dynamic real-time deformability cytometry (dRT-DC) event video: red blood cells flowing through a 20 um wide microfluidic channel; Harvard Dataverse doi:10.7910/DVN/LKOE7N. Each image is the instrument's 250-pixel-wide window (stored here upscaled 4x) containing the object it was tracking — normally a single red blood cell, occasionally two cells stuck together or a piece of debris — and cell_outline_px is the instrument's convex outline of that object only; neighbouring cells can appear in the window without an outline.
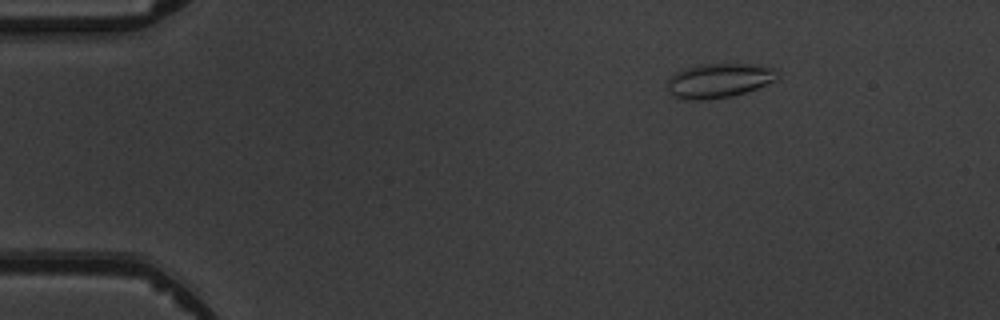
{"species": "common noctule bat (a hibernating species)", "species_latin": "Nyctalus noctula", "temperature_condition": "warm", "stored_images_in_passage": 4, "camera_frame_rate_fps": 3000, "um_per_image_px": 0.085, "animal": {"sex": "male", "body_mass_g": 19.5, "forearm_length_mm": 54.6}, "frame": {"image": 1, "passage_image": 1, "time_ms": 0.0, "image_size_px": [1000, 320], "cell_outline_px": [[780, 76], [776, 80], [756, 88], [732, 96], [708, 100], [688, 100], [676, 96], [668, 92], [668, 80], [676, 72], [684, 68], [704, 64], [756, 64], [776, 68], [780, 72]], "centroid_in_image_um": [61.16, 6.84], "position_along_channel_um": 23.8, "area_um2": 22.14}}
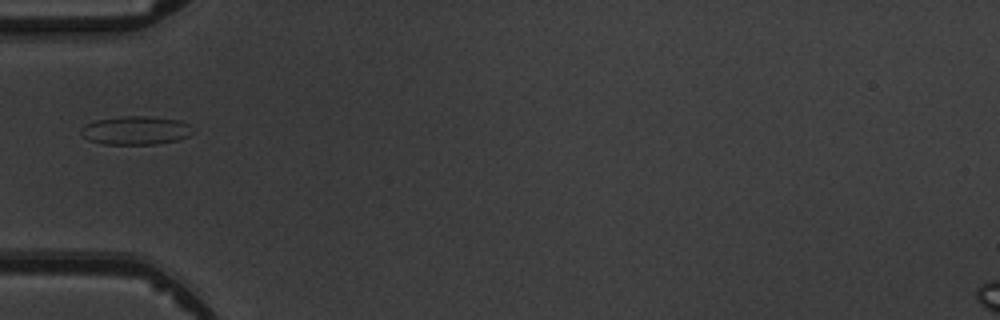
{"frame": {"image": 2, "passage_image": 4, "time_ms": 3.333, "image_size_px": [1000, 320], "cell_outline_px": [[196, 132], [188, 136], [176, 140], [156, 144], [104, 144], [88, 140], [80, 132], [80, 128], [96, 120], [120, 116], [148, 116], [180, 120], [188, 124]], "centroid_in_image_um": [11.56, 11.08], "position_along_channel_um": 73.4, "area_um2": 18.61}}